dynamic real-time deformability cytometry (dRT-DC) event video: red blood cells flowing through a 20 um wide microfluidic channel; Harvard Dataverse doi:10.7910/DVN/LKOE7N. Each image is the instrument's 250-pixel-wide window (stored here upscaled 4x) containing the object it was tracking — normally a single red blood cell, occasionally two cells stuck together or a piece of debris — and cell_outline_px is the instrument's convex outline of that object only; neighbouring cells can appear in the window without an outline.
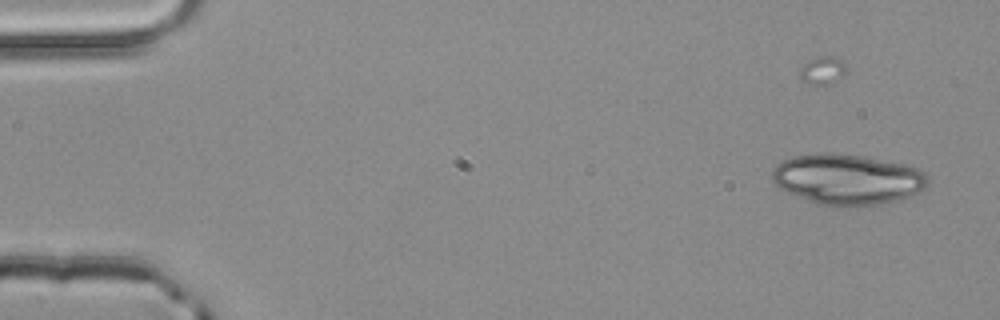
{"species": "common noctule bat (a hibernating species)", "species_latin": "Nyctalus noctula", "temperature_condition": "room temperature", "stored_images_in_passage": 4, "camera_frame_rate_fps": 3000, "um_per_image_px": 0.085, "animal": {"sex": "male", "body_mass_g": 20.4}, "frame": {"image": 1, "passage_image": 1, "time_ms": 0.0, "image_size_px": [1000, 320], "cell_outline_px": [[928, 184], [924, 188], [900, 200], [880, 204], [840, 208], [836, 208], [816, 204], [788, 192], [780, 188], [772, 180], [772, 172], [784, 160], [792, 156], [816, 152], [832, 152], [864, 156], [904, 164], [916, 168], [924, 172], [928, 176]], "centroid_in_image_um": [72.03, 15.25], "position_along_channel_um": 13.0, "area_um2": 46.3}}